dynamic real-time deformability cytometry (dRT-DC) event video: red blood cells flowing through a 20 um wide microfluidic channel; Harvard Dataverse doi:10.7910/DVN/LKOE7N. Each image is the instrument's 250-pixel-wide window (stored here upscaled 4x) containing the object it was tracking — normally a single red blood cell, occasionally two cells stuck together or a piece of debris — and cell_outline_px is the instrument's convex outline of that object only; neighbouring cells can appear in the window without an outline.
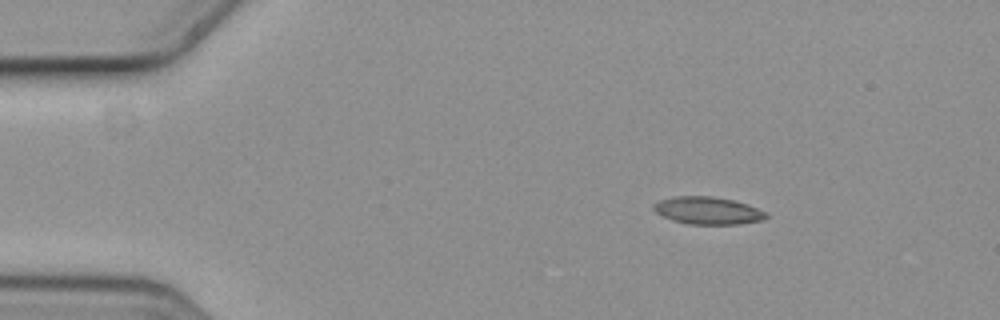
{"species": "common noctule bat (a hibernating species)", "species_latin": "Nyctalus noctula", "temperature_condition": "cold", "stored_images_in_passage": 4, "camera_frame_rate_fps": 3000, "um_per_image_px": 0.085, "animal": {"sex": "female", "body_mass_g": 19.3, "forearm_length_mm": 54.1}, "frame": {"image": 1, "passage_image": 2, "time_ms": 0.333, "image_size_px": [1000, 320], "cell_outline_px": [[768, 216], [764, 220], [740, 224], [688, 224], [672, 220], [656, 212], [652, 208], [652, 204], [660, 200], [676, 196], [712, 196], [732, 200], [748, 204], [768, 212]], "centroid_in_image_um": [60.19, 17.9], "position_along_channel_um": 24.8, "area_um2": 18.09}}